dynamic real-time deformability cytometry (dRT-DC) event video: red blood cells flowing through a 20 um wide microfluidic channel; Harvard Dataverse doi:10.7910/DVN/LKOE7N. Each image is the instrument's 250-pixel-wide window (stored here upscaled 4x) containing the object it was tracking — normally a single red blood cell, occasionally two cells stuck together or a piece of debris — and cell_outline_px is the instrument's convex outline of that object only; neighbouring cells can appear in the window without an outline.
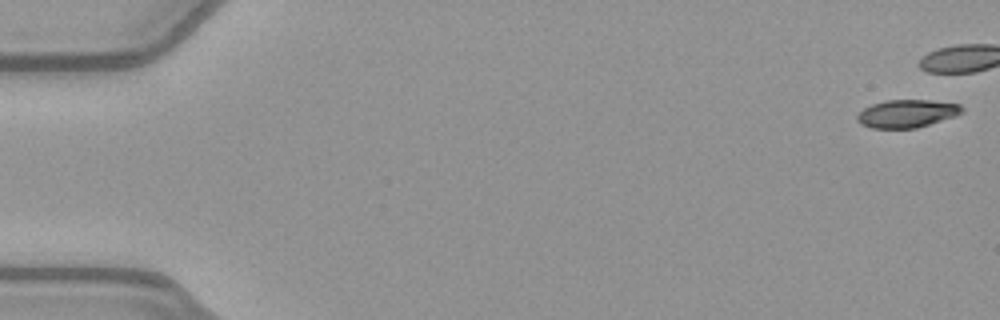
{"species": "common noctule bat (a hibernating species)", "species_latin": "Nyctalus noctula", "temperature_condition": "warm", "stored_images_in_passage": 41, "camera_frame_rate_fps": 3000, "um_per_image_px": 0.085, "animal": {"sex": "female", "body_mass_g": 21.9}, "frame": {"image": 1, "passage_image": 1, "time_ms": 0.0, "image_size_px": [1000, 320], "cell_outline_px": [[964, 112], [956, 116], [916, 128], [872, 128], [860, 124], [856, 120], [856, 116], [864, 108], [872, 104], [888, 100], [928, 100], [960, 104], [964, 108]], "centroid_in_image_um": [77.1, 9.65], "position_along_channel_um": 7.9, "area_um2": 17.05}}
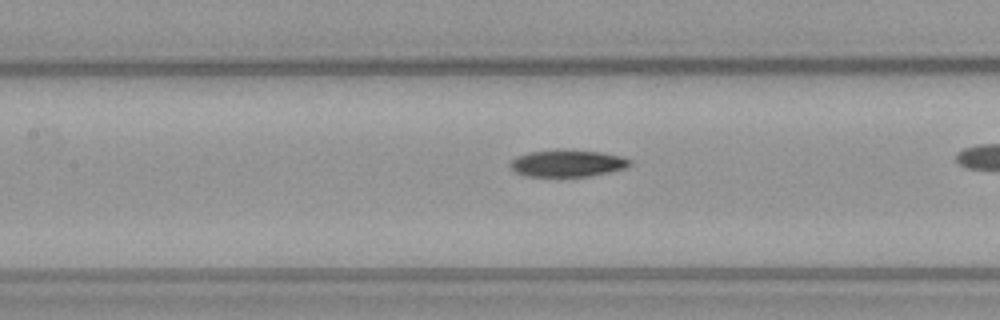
{"frame": {"image": 2, "passage_image": 24, "time_ms": 7.667, "image_size_px": [1000, 320], "cell_outline_px": [[632, 164], [628, 168], [592, 176], [524, 176], [516, 172], [508, 164], [516, 156], [528, 152], [564, 148], [600, 152], [620, 156], [632, 160]], "centroid_in_image_um": [48.25, 13.86], "position_along_channel_um": 159.1, "area_um2": 19.19}}